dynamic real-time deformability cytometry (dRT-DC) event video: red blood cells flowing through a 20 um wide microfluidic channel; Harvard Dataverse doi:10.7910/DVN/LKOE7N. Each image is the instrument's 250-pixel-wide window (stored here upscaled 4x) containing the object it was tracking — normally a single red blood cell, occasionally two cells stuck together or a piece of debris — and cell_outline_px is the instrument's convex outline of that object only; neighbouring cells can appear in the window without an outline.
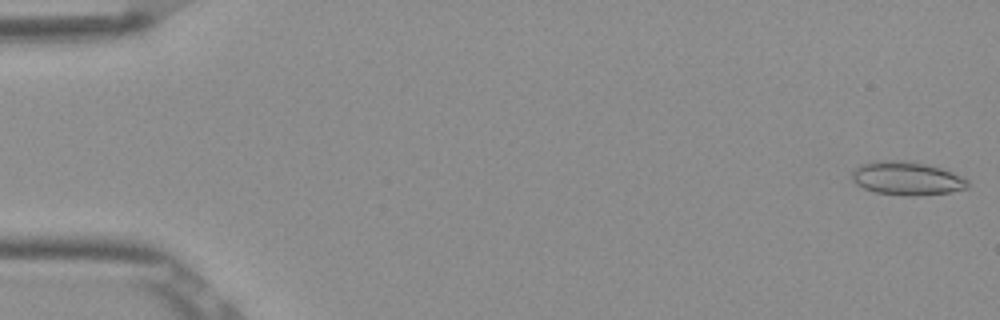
{"species": "Egyptian fruit bat (a non-hibernating species)", "species_latin": "Rousettus aegyptiacus", "temperature_condition": "room temperature", "stored_images_in_passage": 6, "camera_frame_rate_fps": 3000, "um_per_image_px": 0.085, "frame": {"image": 1, "passage_image": 1, "time_ms": 0.0, "image_size_px": [1000, 320], "cell_outline_px": [[968, 188], [948, 192], [916, 196], [904, 196], [876, 192], [864, 188], [856, 184], [852, 180], [852, 172], [860, 164], [872, 160], [912, 160], [940, 168], [960, 176], [968, 180]], "centroid_in_image_um": [77.04, 15.15], "position_along_channel_um": 8.0, "area_um2": 22.72}}